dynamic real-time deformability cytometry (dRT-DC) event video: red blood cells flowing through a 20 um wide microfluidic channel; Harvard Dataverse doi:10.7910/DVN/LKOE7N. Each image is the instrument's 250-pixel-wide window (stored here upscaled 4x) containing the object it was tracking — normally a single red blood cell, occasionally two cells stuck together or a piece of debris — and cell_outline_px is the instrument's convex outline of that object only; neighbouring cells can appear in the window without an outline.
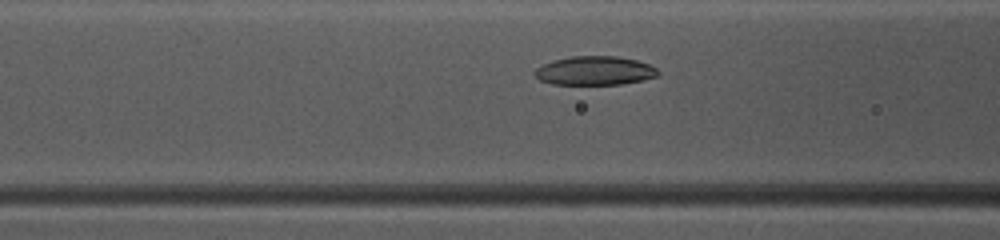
{"species": "common noctule bat (a hibernating species)", "species_latin": "Nyctalus noctula", "temperature_condition": "warm", "stored_images_in_passage": 42, "camera_frame_rate_fps": 3000, "um_per_image_px": 0.085, "animal": {"sex": "female", "body_mass_g": 10.0, "forearm_length_mm": 53.1}, "frame": {"image": 1, "passage_image": 20, "time_ms": 6.333, "image_size_px": [1000, 240], "cell_outline_px": [[660, 72], [656, 76], [644, 80], [620, 84], [552, 84], [540, 80], [532, 72], [536, 68], [552, 60], [572, 56], [616, 56], [636, 60], [648, 64], [656, 68]], "centroid_in_image_um": [50.54, 6.01], "position_along_channel_um": 116.1, "area_um2": 20.69}}
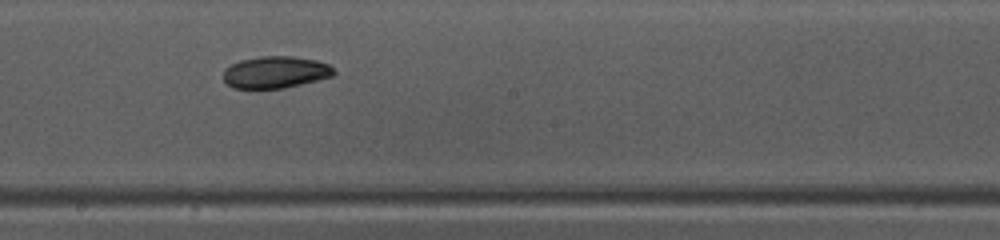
{"frame": {"image": 2, "passage_image": 28, "time_ms": 9.0, "image_size_px": [1000, 240], "cell_outline_px": [[336, 72], [332, 76], [284, 88], [232, 88], [224, 80], [224, 68], [240, 60], [260, 56], [292, 56], [316, 60], [328, 64]], "centroid_in_image_um": [23.39, 6.13], "position_along_channel_um": 224.8, "area_um2": 20.4}}
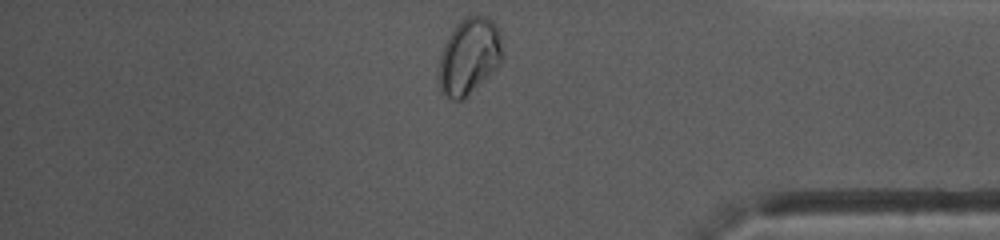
{"frame": {"image": 3, "passage_image": 42, "time_ms": 13.667, "image_size_px": [1000, 240], "cell_outline_px": [[504, 52], [496, 68], [464, 100], [452, 100], [440, 88], [440, 56], [444, 44], [448, 36], [456, 24], [460, 20], [468, 16], [488, 16], [496, 24], [500, 32]], "centroid_in_image_um": [39.91, 4.75], "position_along_channel_um": 395.3, "area_um2": 28.21}, "authors_computed_cell_mechanics": {"area_um2": 21.7906, "velocity_mm_per_s": 4.0602, "shape_relaxation_time_tau1_ms": 5.7131, "shape_relaxation_time_tau2_ms": null, "deformation_change_tau1": 0.1292, "deformation_change_tau2": null}}